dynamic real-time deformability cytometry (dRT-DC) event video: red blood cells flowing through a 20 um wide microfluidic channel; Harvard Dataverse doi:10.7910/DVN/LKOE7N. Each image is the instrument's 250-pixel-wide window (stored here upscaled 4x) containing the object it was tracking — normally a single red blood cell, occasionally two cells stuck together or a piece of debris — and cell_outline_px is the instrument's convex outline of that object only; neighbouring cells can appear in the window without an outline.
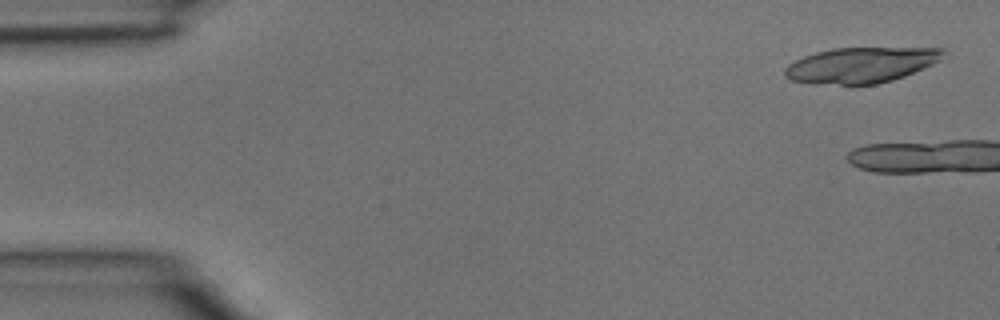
{"species": "common noctule bat (a hibernating species)", "species_latin": "Nyctalus noctula", "temperature_condition": "room temperature", "stored_images_in_passage": 5, "camera_frame_rate_fps": 3000, "um_per_image_px": 0.085, "animal": {"sex": "male", "body_mass_g": 15.6}, "frame": {"image": 1, "passage_image": 1, "time_ms": 0.0, "image_size_px": [1000, 320], "cell_outline_px": [[944, 52], [940, 60], [924, 68], [904, 76], [892, 80], [876, 84], [840, 84], [792, 80], [784, 76], [784, 68], [788, 64], [804, 56], [816, 52], [832, 48], [944, 48]], "centroid_in_image_um": [73.19, 5.51], "position_along_channel_um": 11.8, "area_um2": 32.31}}
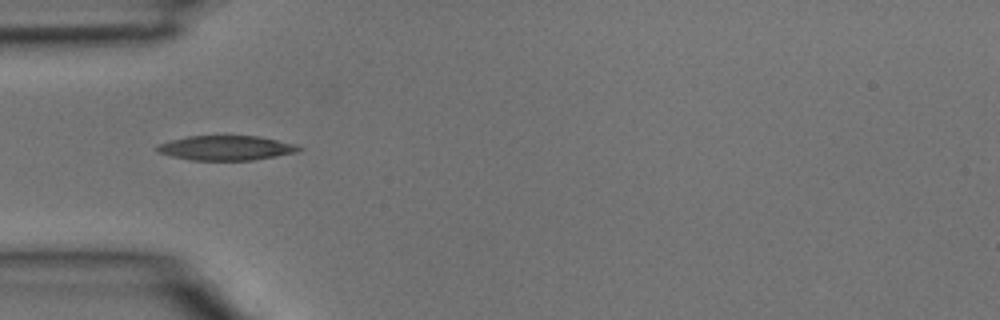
{"frame": {"image": 2, "passage_image": 5, "time_ms": 1.333, "image_size_px": [1000, 320], "cell_outline_px": [[304, 148], [296, 152], [276, 156], [252, 160], [192, 160], [172, 156], [156, 152], [156, 148], [160, 144], [172, 140], [188, 136], [256, 136], [296, 144]], "centroid_in_image_um": [19.22, 12.58], "position_along_channel_um": 65.8, "area_um2": 20.11}}